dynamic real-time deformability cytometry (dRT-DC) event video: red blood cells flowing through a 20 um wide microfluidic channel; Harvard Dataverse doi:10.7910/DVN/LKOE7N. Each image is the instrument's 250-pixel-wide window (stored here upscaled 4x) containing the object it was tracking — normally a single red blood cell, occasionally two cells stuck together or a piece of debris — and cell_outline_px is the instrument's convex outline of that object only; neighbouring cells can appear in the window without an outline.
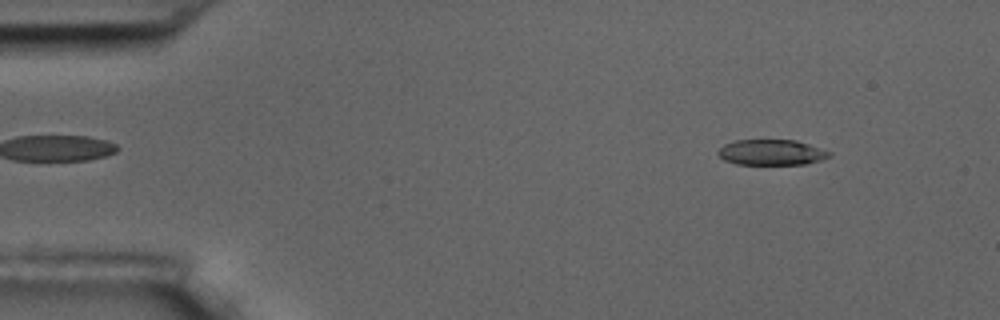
{"species": "common noctule bat (a hibernating species)", "species_latin": "Nyctalus noctula", "temperature_condition": "room temperature", "stored_images_in_passage": 55, "camera_frame_rate_fps": 3000, "um_per_image_px": 0.085, "animal": {"sex": "male", "body_mass_g": 17.5, "forearm_length_mm": 52.3}, "frame": {"image": 1, "passage_image": 6, "time_ms": 1.667, "image_size_px": [1000, 320], "cell_outline_px": [[832, 156], [820, 160], [804, 164], [736, 164], [724, 160], [716, 152], [724, 144], [736, 140], [796, 140], [832, 152]], "centroid_in_image_um": [65.57, 12.95], "position_along_channel_um": 19.4, "area_um2": 16.53}}
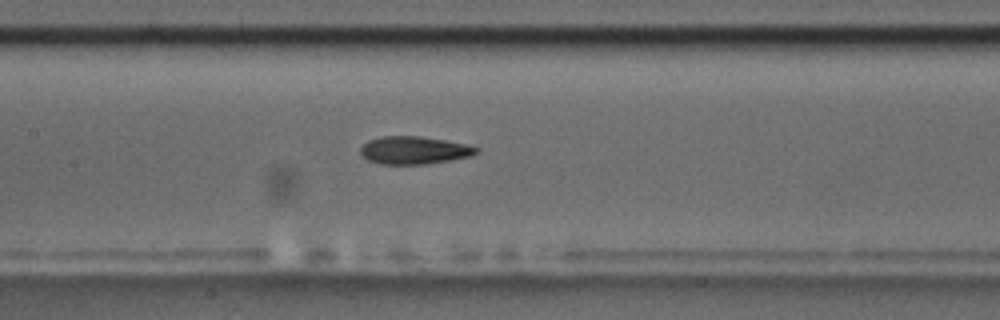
{"frame": {"image": 2, "passage_image": 26, "time_ms": 8.333, "image_size_px": [1000, 320], "cell_outline_px": [[480, 152], [472, 156], [452, 160], [424, 164], [380, 164], [368, 160], [360, 152], [360, 148], [368, 140], [380, 136], [420, 136], [468, 144], [480, 148]], "centroid_in_image_um": [35.24, 12.77], "position_along_channel_um": 172.2, "area_um2": 18.9}}
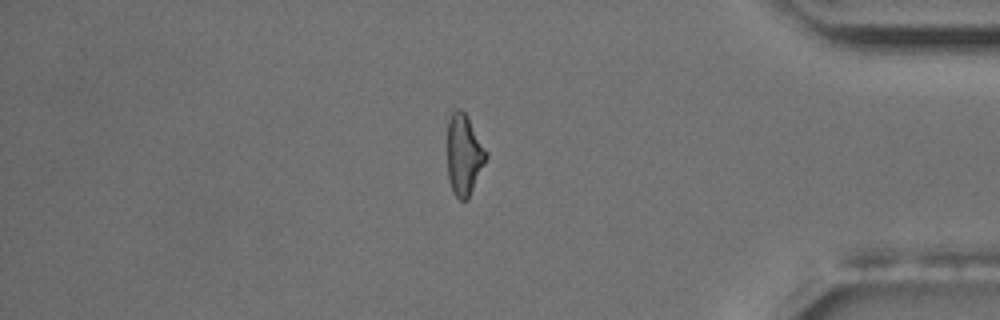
{"frame": {"image": 3, "passage_image": 47, "time_ms": 15.333, "image_size_px": [1000, 320], "cell_outline_px": [[488, 156], [468, 200], [460, 200], [452, 192], [448, 176], [448, 120], [452, 112], [456, 108], [460, 108], [468, 116], [488, 152]], "centroid_in_image_um": [39.45, 13.14], "position_along_channel_um": 395.7, "area_um2": 18.44}, "authors_computed_cell_mechanics": {"area_um2": 18.7272, "velocity_mm_per_s": 3.6214, "shape_relaxation_time_tau1_ms": 6.3876, "shape_relaxation_time_tau2_ms": 2.1846, "deformation_change_tau1": 0.1862, "deformation_change_tau2": 0.0948}}